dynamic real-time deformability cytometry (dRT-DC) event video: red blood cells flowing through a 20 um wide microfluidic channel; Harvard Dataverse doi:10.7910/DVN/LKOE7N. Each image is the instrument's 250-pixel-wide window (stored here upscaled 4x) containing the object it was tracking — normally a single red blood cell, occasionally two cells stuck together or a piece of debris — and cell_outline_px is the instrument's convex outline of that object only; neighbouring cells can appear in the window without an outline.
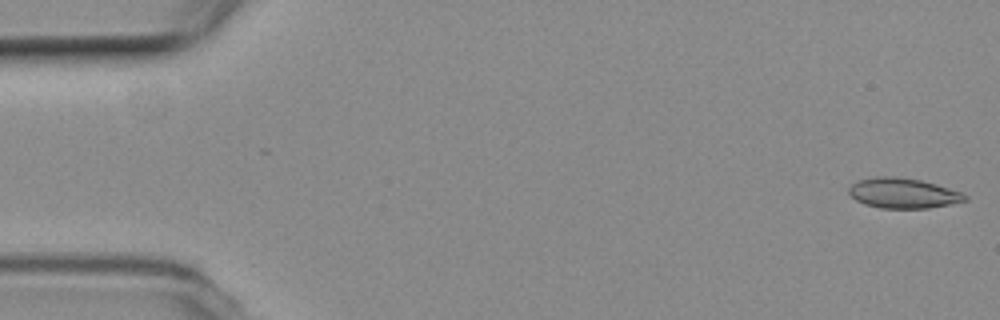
{"species": "common noctule bat (a hibernating species)", "species_latin": "Nyctalus noctula", "temperature_condition": "room temperature", "stored_images_in_passage": 51, "camera_frame_rate_fps": 3000, "um_per_image_px": 0.085, "animal": {"sex": "female", "body_mass_g": 19.3, "forearm_length_mm": 54.1}, "frame": {"image": 1, "passage_image": 1, "time_ms": 0.0, "image_size_px": [1000, 320], "cell_outline_px": [[968, 200], [928, 208], [880, 208], [864, 204], [856, 200], [848, 192], [848, 188], [852, 184], [860, 180], [876, 176], [896, 176], [920, 180], [936, 184], [960, 192], [968, 196]], "centroid_in_image_um": [76.74, 16.41], "position_along_channel_um": 8.3, "area_um2": 20.29}}
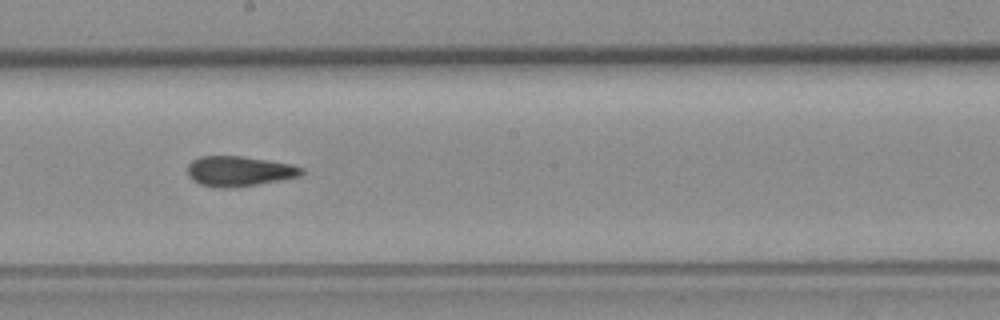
{"frame": {"image": 2, "passage_image": 29, "time_ms": 9.333, "image_size_px": [1000, 320], "cell_outline_px": [[304, 172], [300, 176], [256, 184], [228, 188], [220, 188], [200, 184], [192, 180], [188, 176], [188, 164], [192, 160], [200, 156], [240, 156], [268, 160], [288, 164], [304, 168]], "centroid_in_image_um": [20.29, 14.55], "position_along_channel_um": 227.9, "area_um2": 19.83}}
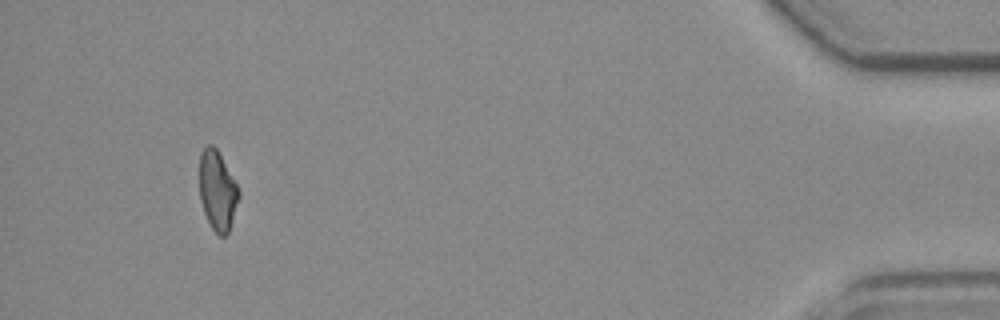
{"frame": {"image": 3, "passage_image": 50, "time_ms": 16.333, "image_size_px": [1000, 320], "cell_outline_px": [[240, 196], [228, 232], [224, 236], [220, 236], [212, 228], [204, 212], [200, 200], [200, 152], [208, 144], [212, 144], [216, 148], [236, 184], [240, 192]], "centroid_in_image_um": [18.47, 16.2], "position_along_channel_um": 416.7, "area_um2": 17.86}}